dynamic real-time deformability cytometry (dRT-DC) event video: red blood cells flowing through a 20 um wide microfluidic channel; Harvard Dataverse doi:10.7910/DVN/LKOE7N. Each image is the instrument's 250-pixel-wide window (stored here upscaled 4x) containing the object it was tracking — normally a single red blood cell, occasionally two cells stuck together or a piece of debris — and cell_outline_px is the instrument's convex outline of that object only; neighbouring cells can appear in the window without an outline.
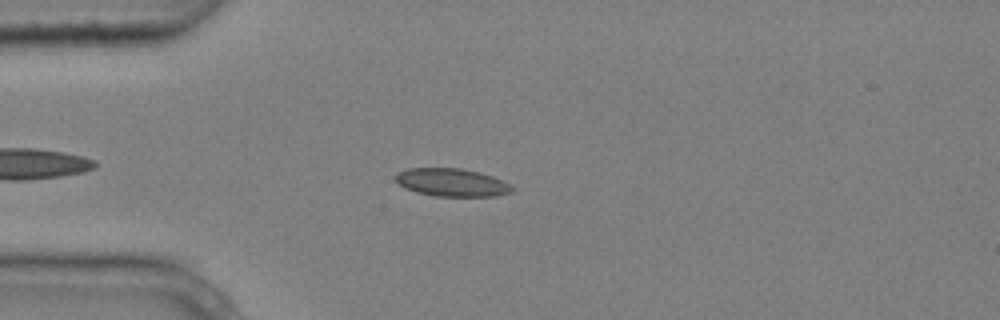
{"species": "common noctule bat (a hibernating species)", "species_latin": "Nyctalus noctula", "temperature_condition": "cold", "stored_images_in_passage": 10, "camera_frame_rate_fps": 3000, "um_per_image_px": 0.085, "animal": {"sex": "male", "body_mass_g": 20.4}, "frame": {"image": 1, "passage_image": 4, "time_ms": 1.0, "image_size_px": [1000, 320], "cell_outline_px": [[512, 192], [496, 196], [436, 196], [416, 192], [404, 188], [392, 176], [396, 172], [408, 168], [460, 168], [480, 172], [492, 176], [508, 184], [512, 188]], "centroid_in_image_um": [38.34, 15.5], "position_along_channel_um": 46.7, "area_um2": 18.96}}
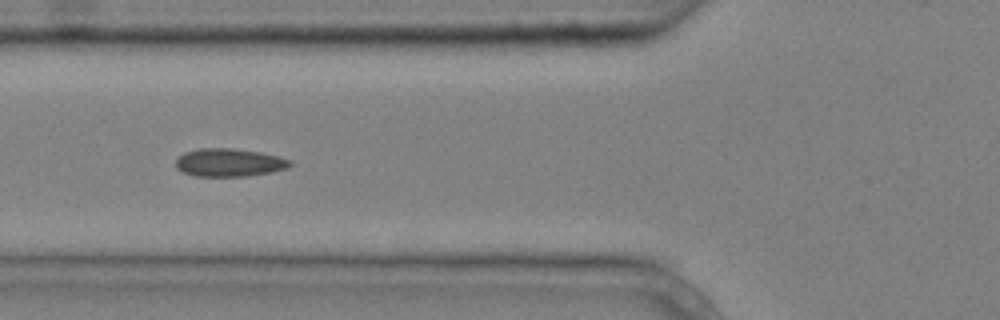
{"frame": {"image": 2, "passage_image": 6, "time_ms": 1.667, "image_size_px": [1000, 320], "cell_outline_px": [[292, 164], [288, 168], [272, 172], [248, 176], [192, 176], [176, 168], [176, 160], [184, 152], [200, 148], [232, 148], [260, 152], [292, 160]], "centroid_in_image_um": [19.49, 13.82], "position_along_channel_um": 106.3, "area_um2": 18.73}}
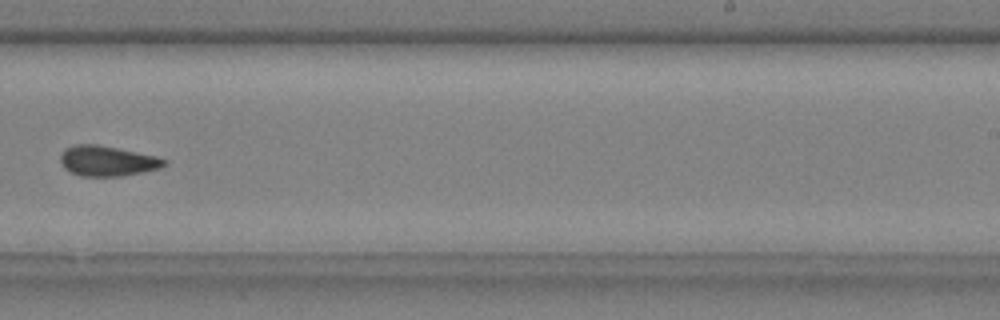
{"frame": {"image": 3, "passage_image": 10, "time_ms": 3.0, "image_size_px": [1000, 320], "cell_outline_px": [[168, 164], [160, 168], [120, 176], [80, 176], [64, 168], [60, 160], [60, 156], [64, 148], [76, 144], [96, 144], [156, 156], [168, 160]], "centroid_in_image_um": [9.11, 13.67], "position_along_channel_um": 279.9, "area_um2": 18.21}}